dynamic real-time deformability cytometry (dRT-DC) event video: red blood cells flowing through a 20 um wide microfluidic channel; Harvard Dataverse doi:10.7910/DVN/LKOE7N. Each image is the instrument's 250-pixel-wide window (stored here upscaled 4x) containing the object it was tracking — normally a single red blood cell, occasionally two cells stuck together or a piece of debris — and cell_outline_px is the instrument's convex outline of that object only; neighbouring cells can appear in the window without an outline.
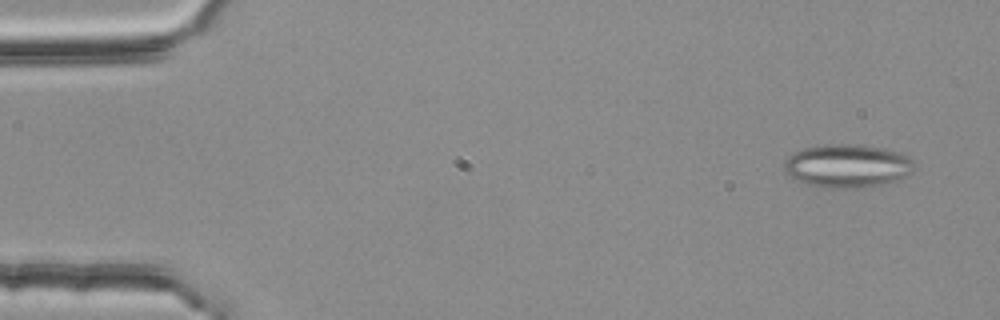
{"species": "common noctule bat (a hibernating species)", "species_latin": "Nyctalus noctula", "temperature_condition": "room temperature", "stored_images_in_passage": 13, "camera_frame_rate_fps": 3000, "um_per_image_px": 0.085, "animal": {"sex": "female", "body_mass_g": 25.1}, "frame": {"image": 1, "passage_image": 3, "time_ms": 0.667, "image_size_px": [1000, 320], "cell_outline_px": [[916, 164], [912, 172], [908, 176], [900, 180], [864, 188], [820, 188], [804, 184], [792, 176], [784, 168], [784, 160], [788, 156], [804, 148], [824, 144], [856, 144], [880, 148], [900, 152], [908, 156]], "centroid_in_image_um": [72.06, 14.11], "position_along_channel_um": 12.9, "area_um2": 33.18}}